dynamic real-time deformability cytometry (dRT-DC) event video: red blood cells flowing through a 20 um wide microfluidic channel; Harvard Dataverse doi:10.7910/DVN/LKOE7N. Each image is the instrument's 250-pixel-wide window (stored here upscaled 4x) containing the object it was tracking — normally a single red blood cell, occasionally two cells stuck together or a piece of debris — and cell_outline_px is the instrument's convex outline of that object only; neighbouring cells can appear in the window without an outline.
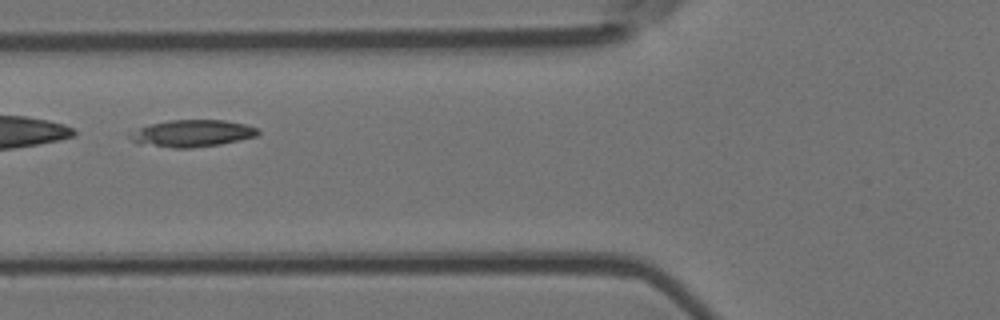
{"species": "Egyptian fruit bat (a non-hibernating species)", "species_latin": "Rousettus aegyptiacus", "temperature_condition": "room temperature", "stored_images_in_passage": 5, "camera_frame_rate_fps": 3000, "um_per_image_px": 0.085, "animal": {"sex": "female"}, "frame": {"image": 1, "passage_image": 2, "time_ms": 0.333, "image_size_px": [1000, 320], "cell_outline_px": [[260, 132], [256, 136], [220, 144], [192, 148], [172, 148], [136, 144], [128, 136], [128, 132], [152, 124], [168, 120], [224, 120], [244, 124], [260, 128]], "centroid_in_image_um": [16.3, 11.34], "position_along_channel_um": 109.5, "area_um2": 20.23}}
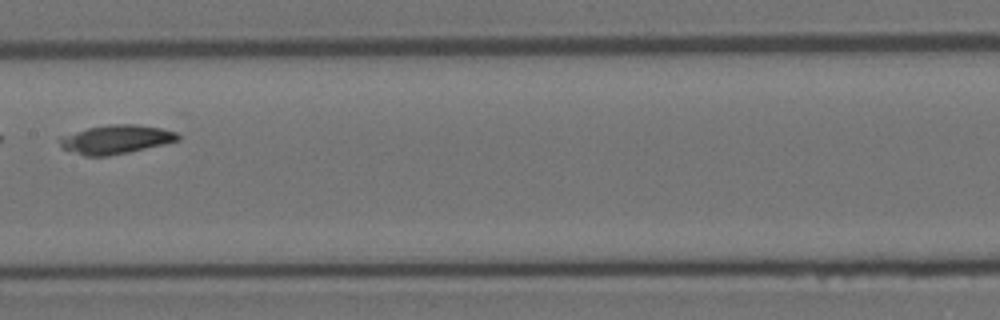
{"frame": {"image": 2, "passage_image": 4, "time_ms": 1.0, "image_size_px": [1000, 320], "cell_outline_px": [[180, 140], [164, 144], [128, 152], [108, 156], [84, 156], [60, 148], [60, 136], [88, 128], [108, 124], [136, 124], [160, 128], [176, 132], [180, 136]], "centroid_in_image_um": [9.83, 11.85], "position_along_channel_um": 197.6, "area_um2": 19.83}}
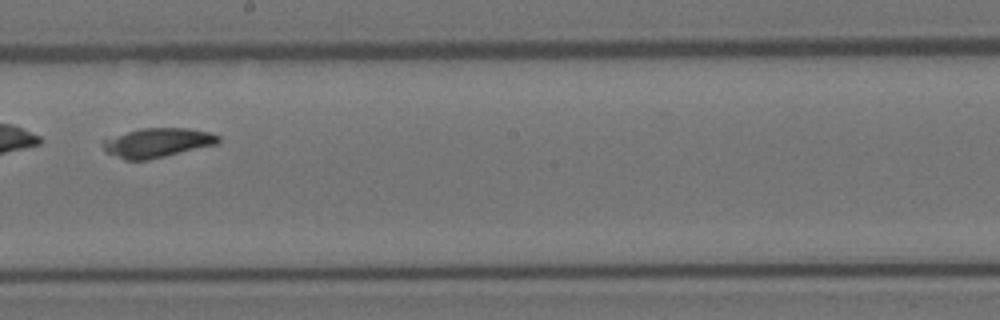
{"frame": {"image": 3, "passage_image": 5, "time_ms": 1.333, "image_size_px": [1000, 320], "cell_outline_px": [[220, 140], [216, 144], [148, 160], [124, 160], [104, 152], [100, 140], [140, 128], [188, 128], [208, 132], [220, 136]], "centroid_in_image_um": [13.31, 12.13], "position_along_channel_um": 234.9, "area_um2": 19.77}}